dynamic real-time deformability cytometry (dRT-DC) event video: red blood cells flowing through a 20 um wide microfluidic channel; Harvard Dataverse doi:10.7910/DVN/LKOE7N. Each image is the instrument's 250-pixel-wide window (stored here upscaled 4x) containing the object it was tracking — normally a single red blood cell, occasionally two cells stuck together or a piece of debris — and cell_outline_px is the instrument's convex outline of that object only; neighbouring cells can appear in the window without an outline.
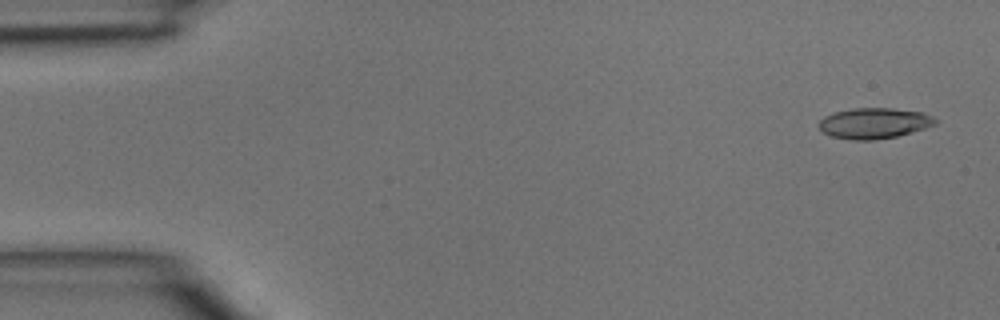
{"species": "common noctule bat (a hibernating species)", "species_latin": "Nyctalus noctula", "temperature_condition": "room temperature", "stored_images_in_passage": 4, "camera_frame_rate_fps": 3000, "um_per_image_px": 0.085, "animal": {"sex": "male", "body_mass_g": 15.6}, "frame": {"image": 1, "passage_image": 1, "time_ms": 0.0, "image_size_px": [1000, 320], "cell_outline_px": [[936, 124], [912, 132], [896, 136], [872, 140], [852, 140], [832, 136], [824, 132], [816, 124], [824, 116], [832, 112], [852, 108], [892, 108], [920, 112], [932, 116], [936, 120]], "centroid_in_image_um": [74.25, 10.46], "position_along_channel_um": 10.7, "area_um2": 20.75}}